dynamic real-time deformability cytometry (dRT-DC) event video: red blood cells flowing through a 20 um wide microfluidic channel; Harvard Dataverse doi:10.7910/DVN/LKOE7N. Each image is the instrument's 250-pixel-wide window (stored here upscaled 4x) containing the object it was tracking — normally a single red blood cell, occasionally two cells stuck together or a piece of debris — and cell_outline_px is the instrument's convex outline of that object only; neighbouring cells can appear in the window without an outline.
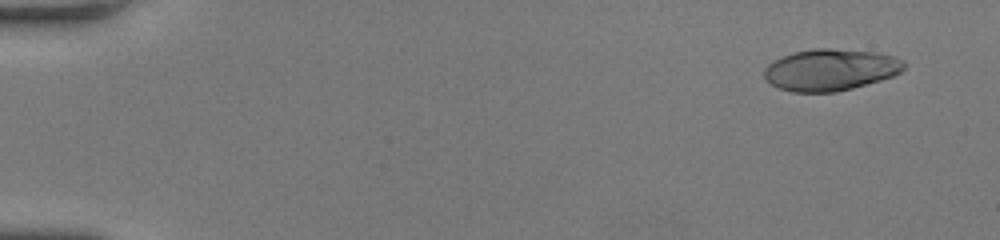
{"species": "human", "species_latin": "Homo sapiens", "temperature_condition": "room temperature", "stored_images_in_passage": 58, "camera_frame_rate_fps": 3000, "um_per_image_px": 0.085, "donor": {"sex": "female"}, "frame": {"image": 1, "passage_image": 4, "time_ms": 1.0, "image_size_px": [1000, 240], "cell_outline_px": [[904, 68], [900, 72], [892, 76], [880, 80], [852, 88], [836, 92], [792, 92], [780, 88], [772, 84], [764, 76], [764, 68], [768, 64], [792, 52], [812, 48], [828, 48], [876, 52], [896, 56], [904, 60]], "centroid_in_image_um": [70.6, 5.92], "position_along_channel_um": 14.4, "area_um2": 33.87}}
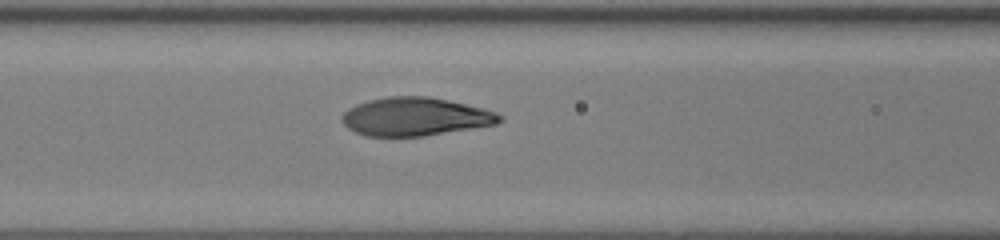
{"frame": {"image": 2, "passage_image": 26, "time_ms": 8.333, "image_size_px": [1000, 240], "cell_outline_px": [[504, 120], [496, 124], [424, 136], [364, 136], [348, 128], [340, 120], [340, 116], [348, 108], [356, 104], [368, 100], [388, 96], [428, 96], [448, 100], [484, 108], [496, 112], [504, 116]], "centroid_in_image_um": [35.29, 9.91], "position_along_channel_um": 131.3, "area_um2": 35.37}}
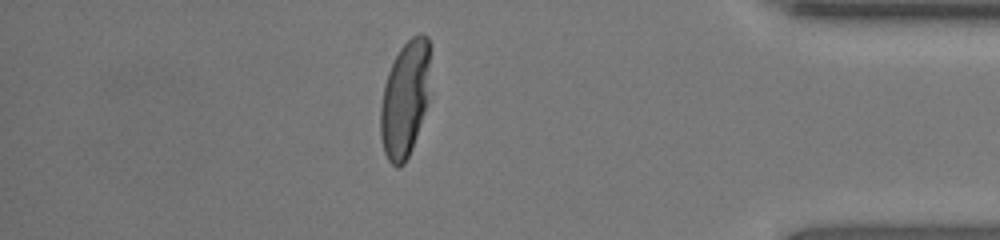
{"frame": {"image": 3, "passage_image": 51, "time_ms": 16.667, "image_size_px": [1000, 240], "cell_outline_px": [[432, 44], [428, 100], [412, 148], [404, 164], [400, 168], [396, 168], [388, 160], [384, 152], [380, 136], [380, 108], [384, 84], [388, 72], [400, 48], [412, 36], [420, 32], [424, 32], [428, 36]], "centroid_in_image_um": [34.45, 8.35], "position_along_channel_um": 400.8, "area_um2": 34.33}, "authors_computed_cell_mechanics": {"area_um2": 35.3158, "velocity_mm_per_s": 3.6055, "shape_relaxation_time_tau1_ms": 4.0085, "shape_relaxation_time_tau2_ms": null, "deformation_change_tau1": 0.2126, "deformation_change_tau2": null}}